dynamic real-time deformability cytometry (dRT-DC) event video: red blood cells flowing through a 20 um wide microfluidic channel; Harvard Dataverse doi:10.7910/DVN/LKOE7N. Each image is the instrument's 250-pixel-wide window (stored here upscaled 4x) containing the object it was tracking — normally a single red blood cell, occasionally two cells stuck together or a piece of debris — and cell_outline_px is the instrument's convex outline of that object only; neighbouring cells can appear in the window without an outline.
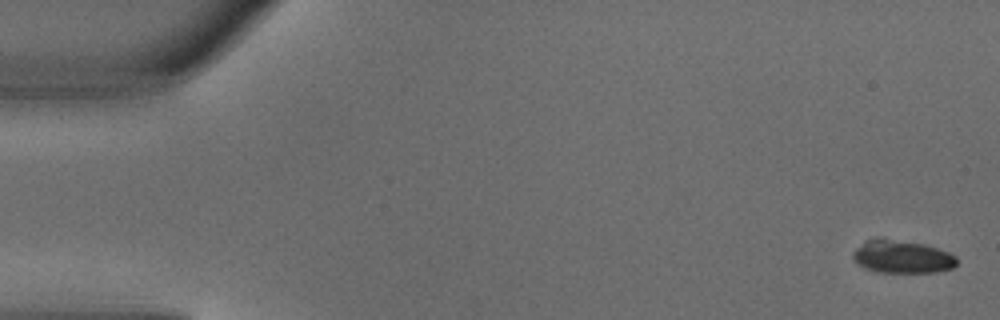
{"species": "common noctule bat (a hibernating species)", "species_latin": "Nyctalus noctula", "temperature_condition": "warm", "stored_images_in_passage": 5, "camera_frame_rate_fps": 3000, "um_per_image_px": 0.085, "animal": {"sex": "male", "body_mass_g": 18.8}, "frame": {"image": 1, "passage_image": 1, "time_ms": 0.0, "image_size_px": [1000, 320], "cell_outline_px": [[956, 264], [952, 268], [936, 272], [880, 272], [864, 268], [856, 264], [852, 260], [852, 252], [864, 240], [880, 236], [884, 236], [924, 244], [948, 252], [956, 256]], "centroid_in_image_um": [76.59, 21.79], "position_along_channel_um": 8.4, "area_um2": 20.4}}
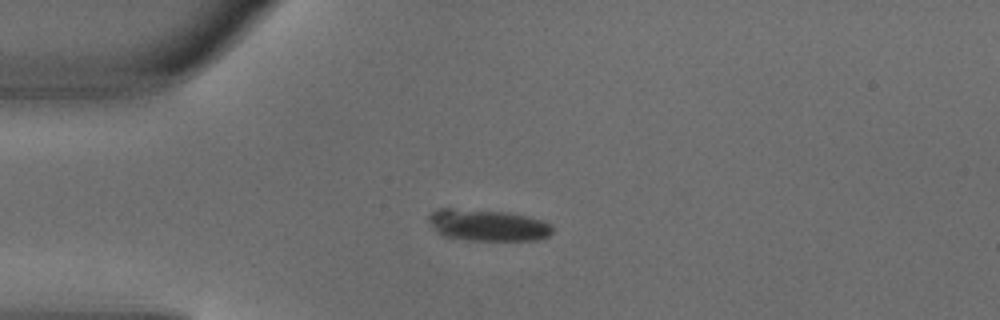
{"frame": {"image": 2, "passage_image": 4, "time_ms": 1.0, "image_size_px": [1000, 320], "cell_outline_px": [[552, 232], [548, 236], [536, 240], [472, 240], [444, 236], [436, 232], [428, 220], [428, 216], [432, 212], [440, 208], [452, 208], [508, 212], [528, 216], [544, 220], [552, 224]], "centroid_in_image_um": [41.47, 19.13], "position_along_channel_um": 43.5, "area_um2": 22.83}}
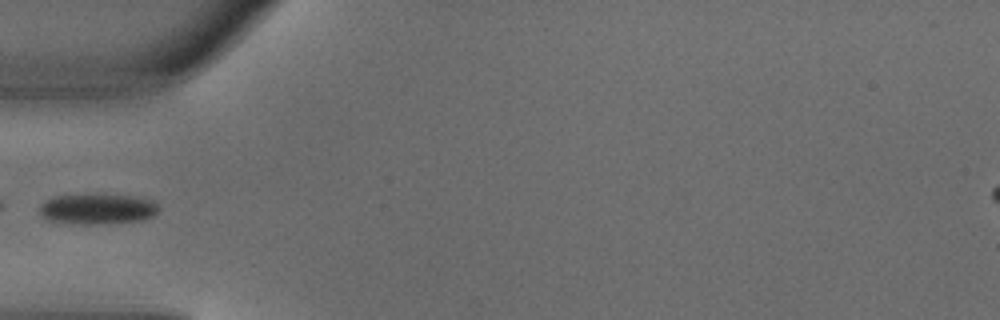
{"frame": {"image": 3, "passage_image": 5, "time_ms": 1.333, "image_size_px": [1000, 320], "cell_outline_px": [[160, 208], [152, 216], [140, 220], [108, 224], [84, 224], [44, 220], [40, 212], [40, 204], [44, 200], [56, 196], [132, 196], [152, 200]], "centroid_in_image_um": [8.26, 17.79], "position_along_channel_um": 76.7, "area_um2": 20.69}}